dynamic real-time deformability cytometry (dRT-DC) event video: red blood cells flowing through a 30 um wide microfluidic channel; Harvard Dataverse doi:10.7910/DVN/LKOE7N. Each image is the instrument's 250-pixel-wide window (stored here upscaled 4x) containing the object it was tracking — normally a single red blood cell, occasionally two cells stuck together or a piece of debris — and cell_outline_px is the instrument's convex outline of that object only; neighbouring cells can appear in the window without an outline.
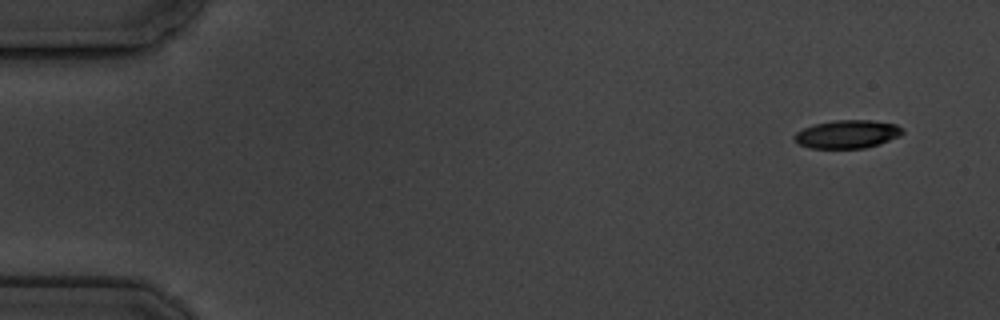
{"species": "common noctule bat (a hibernating species)", "species_latin": "Nyctalus noctula", "temperature_condition": "cold", "stored_images_in_passage": 5, "camera_frame_rate_fps": 3000, "um_per_image_px": 0.085, "animal": {"sex": "male", "body_mass_g": 19.5, "forearm_length_mm": 54.6}, "frame": {"image": 1, "passage_image": 1, "time_ms": 0.0, "image_size_px": [1000, 320], "cell_outline_px": [[904, 132], [900, 136], [880, 144], [864, 148], [808, 148], [800, 144], [792, 136], [796, 132], [804, 128], [816, 124], [836, 120], [872, 120], [896, 124], [904, 128]], "centroid_in_image_um": [72.06, 11.4], "position_along_channel_um": 12.9, "area_um2": 17.8}}
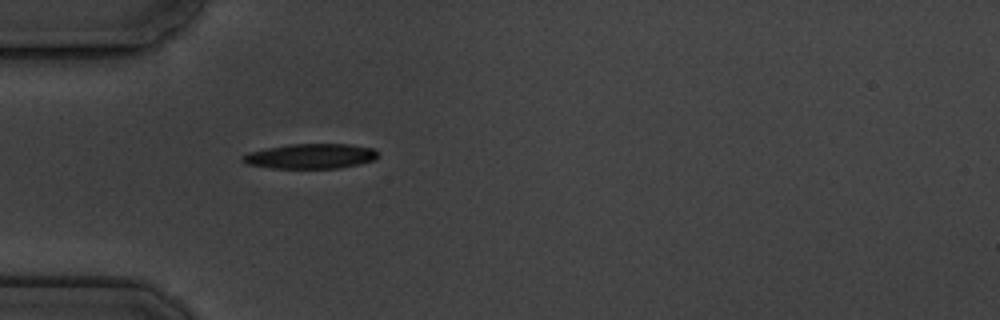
{"frame": {"image": 2, "passage_image": 5, "time_ms": 4.667, "image_size_px": [1000, 320], "cell_outline_px": [[376, 156], [372, 160], [360, 164], [340, 168], [272, 168], [248, 164], [240, 160], [240, 156], [248, 152], [264, 148], [288, 144], [348, 144], [376, 148]], "centroid_in_image_um": [26.35, 13.27], "position_along_channel_um": 58.6, "area_um2": 19.77}}